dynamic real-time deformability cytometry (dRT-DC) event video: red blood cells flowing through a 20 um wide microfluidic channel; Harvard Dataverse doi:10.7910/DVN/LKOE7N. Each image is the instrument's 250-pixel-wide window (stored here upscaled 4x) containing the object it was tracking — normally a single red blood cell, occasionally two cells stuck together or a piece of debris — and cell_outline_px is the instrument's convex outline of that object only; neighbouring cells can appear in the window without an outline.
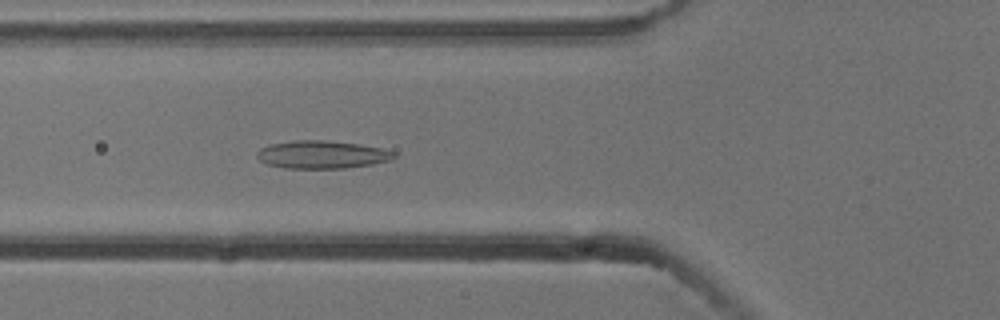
{"species": "common noctule bat (a hibernating species)", "species_latin": "Nyctalus noctula", "temperature_condition": "cold", "stored_images_in_passage": 6, "camera_frame_rate_fps": 3000, "um_per_image_px": 0.085, "animal": {"sex": "male", "body_mass_g": 13.3}, "frame": {"image": 1, "passage_image": 6, "time_ms": 1.667, "image_size_px": [1000, 320], "cell_outline_px": [[396, 156], [392, 160], [372, 164], [344, 168], [284, 168], [268, 164], [260, 160], [256, 156], [256, 152], [260, 148], [272, 144], [296, 140], [324, 140], [360, 144], [384, 148], [396, 152]], "centroid_in_image_um": [27.41, 13.14], "position_along_channel_um": 98.4, "area_um2": 22.31}}